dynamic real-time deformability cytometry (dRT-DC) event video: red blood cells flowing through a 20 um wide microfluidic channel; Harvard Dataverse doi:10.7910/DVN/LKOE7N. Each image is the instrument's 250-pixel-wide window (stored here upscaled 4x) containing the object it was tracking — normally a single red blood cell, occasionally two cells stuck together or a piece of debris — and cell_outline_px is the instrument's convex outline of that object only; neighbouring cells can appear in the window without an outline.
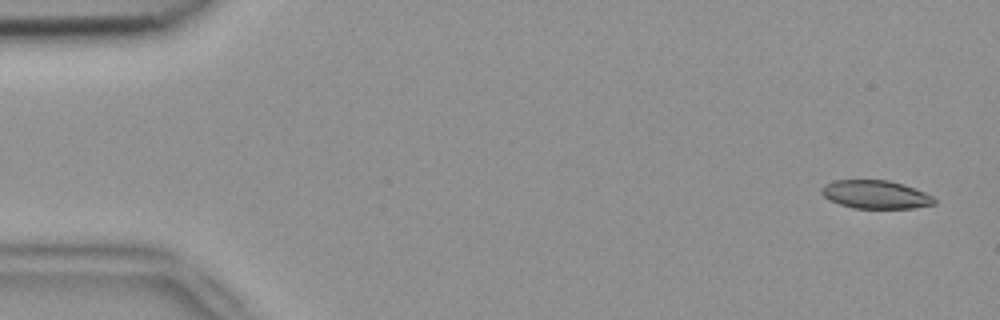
{"species": "common noctule bat (a hibernating species)", "species_latin": "Nyctalus noctula", "temperature_condition": "room temperature", "stored_images_in_passage": 5, "camera_frame_rate_fps": 3000, "um_per_image_px": 0.085, "animal": {"sex": "female", "body_mass_g": 18.4}, "frame": {"image": 1, "passage_image": 1, "time_ms": 0.0, "image_size_px": [1000, 320], "cell_outline_px": [[936, 204], [912, 208], [852, 208], [828, 200], [820, 192], [824, 184], [832, 180], [888, 180], [904, 184], [924, 192], [932, 196], [936, 200]], "centroid_in_image_um": [74.4, 16.53], "position_along_channel_um": 10.6, "area_um2": 18.67}}